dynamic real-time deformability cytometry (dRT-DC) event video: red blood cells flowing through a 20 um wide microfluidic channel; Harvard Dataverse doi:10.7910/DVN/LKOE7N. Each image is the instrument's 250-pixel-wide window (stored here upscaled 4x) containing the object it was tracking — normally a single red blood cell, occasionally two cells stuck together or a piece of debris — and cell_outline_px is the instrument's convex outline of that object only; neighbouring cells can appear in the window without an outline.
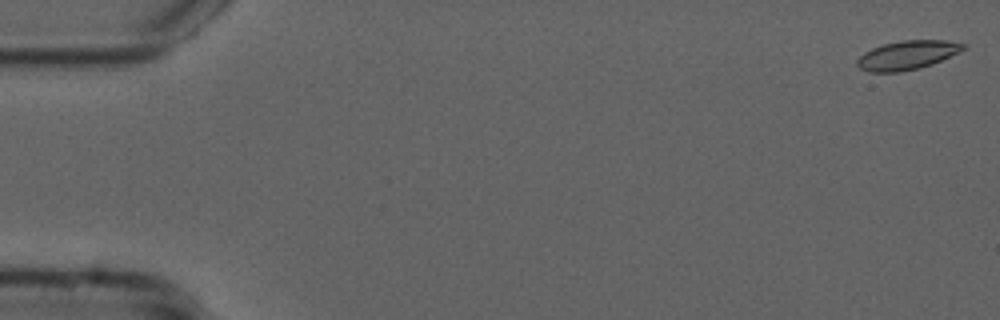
{"species": "common noctule bat (a hibernating species)", "species_latin": "Nyctalus noctula", "temperature_condition": "cold", "stored_images_in_passage": 54, "camera_frame_rate_fps": 3000, "um_per_image_px": 0.085, "animal": {"sex": "male", "forearm_length_mm": 52.5}, "frame": {"image": 1, "passage_image": 1, "time_ms": 0.0, "image_size_px": [1000, 320], "cell_outline_px": [[968, 48], [960, 52], [932, 64], [920, 68], [896, 72], [868, 72], [860, 68], [856, 64], [856, 60], [864, 52], [872, 48], [884, 44], [904, 40], [944, 40], [968, 44]], "centroid_in_image_um": [77.15, 4.68], "position_along_channel_um": 7.9, "area_um2": 17.98}}
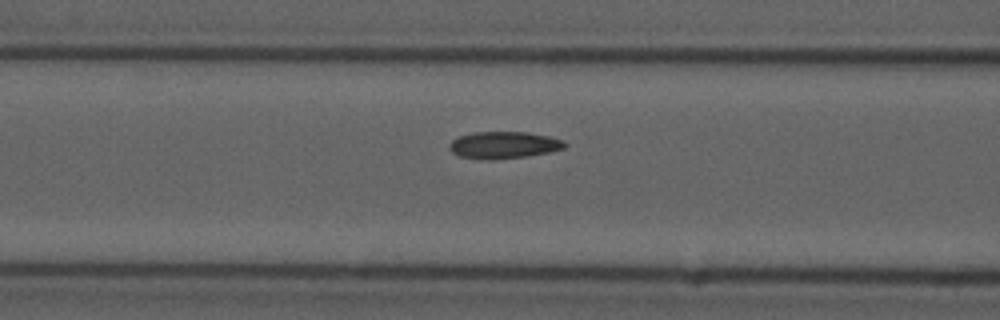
{"frame": {"image": 2, "passage_image": 22, "time_ms": 7.0, "image_size_px": [1000, 320], "cell_outline_px": [[568, 144], [564, 148], [548, 152], [528, 156], [492, 160], [480, 160], [456, 156], [448, 148], [448, 144], [452, 140], [460, 136], [472, 132], [528, 132], [548, 136], [564, 140]], "centroid_in_image_um": [42.78, 12.34], "position_along_channel_um": 123.8, "area_um2": 18.44}}
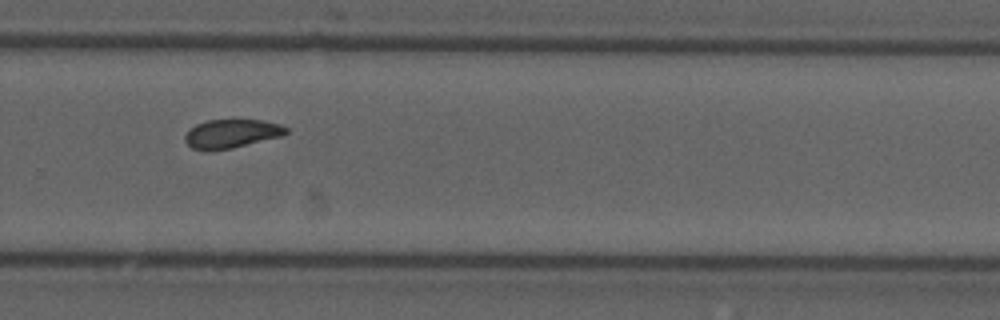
{"frame": {"image": 3, "passage_image": 37, "time_ms": 12.0, "image_size_px": [1000, 320], "cell_outline_px": [[288, 132], [280, 136], [232, 148], [192, 148], [184, 140], [184, 136], [196, 124], [208, 120], [264, 120], [280, 124], [288, 128]], "centroid_in_image_um": [19.72, 11.32], "position_along_channel_um": 310.1, "area_um2": 16.3}, "authors_computed_cell_mechanics": {"area_um2": 17.8024, "velocity_mm_per_s": 3.7319, "shape_relaxation_time_tau1_ms": 10.0951, "shape_relaxation_time_tau2_ms": 2.175, "deformation_change_tau1": 0.1793, "deformation_change_tau2": 0.0672}}